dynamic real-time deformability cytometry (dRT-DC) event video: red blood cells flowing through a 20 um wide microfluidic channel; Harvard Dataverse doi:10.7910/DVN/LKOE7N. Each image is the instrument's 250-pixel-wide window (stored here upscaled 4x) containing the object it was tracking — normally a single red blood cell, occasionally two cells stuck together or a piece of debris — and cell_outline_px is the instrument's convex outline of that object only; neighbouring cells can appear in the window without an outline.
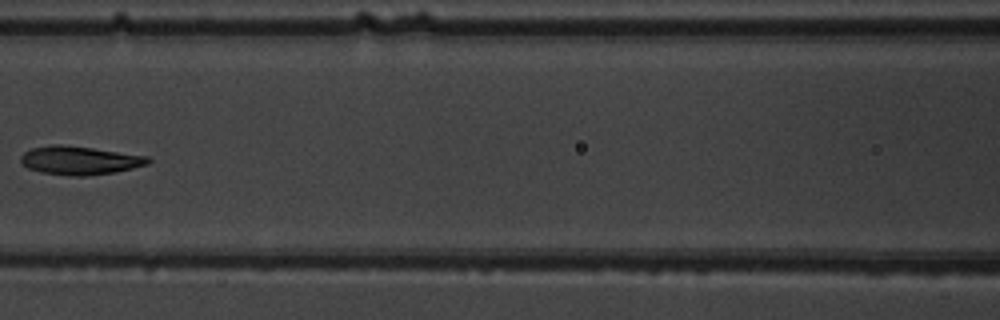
{"species": "common noctule bat (a hibernating species)", "species_latin": "Nyctalus noctula", "temperature_condition": "warm", "stored_images_in_passage": 8, "camera_frame_rate_fps": 3000, "um_per_image_px": 0.085, "animal": {"sex": "male", "body_mass_g": 19.5, "forearm_length_mm": 54.6}, "frame": {"image": 1, "passage_image": 7, "time_ms": 8.0, "image_size_px": [1000, 320], "cell_outline_px": [[152, 160], [148, 164], [116, 172], [88, 176], [72, 176], [40, 172], [28, 168], [20, 160], [20, 156], [24, 152], [32, 148], [52, 144], [60, 144], [92, 148], [148, 156]], "centroid_in_image_um": [6.77, 13.63], "position_along_channel_um": 159.8, "area_um2": 21.15}}
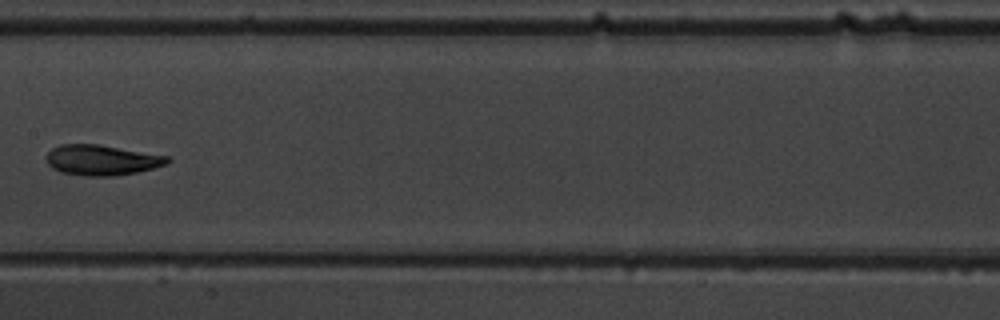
{"frame": {"image": 2, "passage_image": 8, "time_ms": 9.0, "image_size_px": [1000, 320], "cell_outline_px": [[172, 160], [168, 164], [136, 172], [116, 176], [84, 176], [60, 172], [52, 168], [48, 164], [44, 156], [52, 148], [60, 144], [100, 144], [168, 156]], "centroid_in_image_um": [8.63, 13.6], "position_along_channel_um": 198.8, "area_um2": 21.68}}